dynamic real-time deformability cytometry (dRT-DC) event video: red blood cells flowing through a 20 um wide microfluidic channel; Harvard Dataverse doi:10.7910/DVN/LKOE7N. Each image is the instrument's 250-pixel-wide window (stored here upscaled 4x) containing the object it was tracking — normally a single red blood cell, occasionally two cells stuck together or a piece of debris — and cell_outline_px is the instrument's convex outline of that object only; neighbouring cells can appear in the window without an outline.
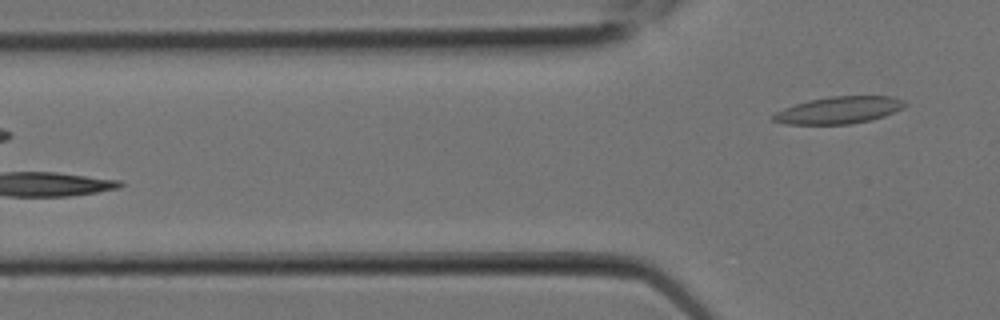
{"species": "Egyptian fruit bat (a non-hibernating species)", "species_latin": "Rousettus aegyptiacus", "temperature_condition": "room temperature", "stored_images_in_passage": 9, "camera_frame_rate_fps": 3000, "um_per_image_px": 0.085, "animal": {"sex": "female"}, "frame": {"image": 1, "passage_image": 9, "time_ms": 2.667, "image_size_px": [1000, 320], "cell_outline_px": [[908, 104], [904, 108], [884, 116], [868, 120], [848, 124], [784, 124], [772, 120], [772, 116], [776, 112], [784, 108], [808, 100], [828, 96], [892, 96], [904, 100]], "centroid_in_image_um": [71.33, 9.35], "position_along_channel_um": 54.5, "area_um2": 20.75}}